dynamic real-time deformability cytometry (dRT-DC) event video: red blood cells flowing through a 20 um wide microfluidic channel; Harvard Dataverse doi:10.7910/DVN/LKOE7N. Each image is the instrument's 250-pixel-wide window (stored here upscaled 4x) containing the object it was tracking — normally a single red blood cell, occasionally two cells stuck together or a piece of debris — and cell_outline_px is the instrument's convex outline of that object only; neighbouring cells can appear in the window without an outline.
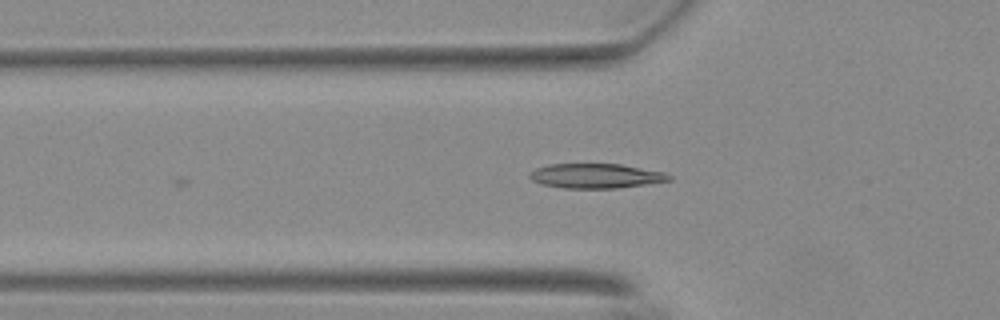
{"species": "Egyptian fruit bat (a non-hibernating species)", "species_latin": "Rousettus aegyptiacus", "temperature_condition": "warm", "stored_images_in_passage": 5, "camera_frame_rate_fps": 3000, "um_per_image_px": 0.085, "animal": {"sex": "female"}, "frame": {"image": 1, "passage_image": 5, "time_ms": 1.333, "image_size_px": [1000, 320], "cell_outline_px": [[672, 180], [616, 188], [564, 188], [544, 184], [532, 180], [528, 176], [536, 168], [552, 164], [620, 164], [664, 172], [672, 176]], "centroid_in_image_um": [50.67, 14.95], "position_along_channel_um": 75.1, "area_um2": 19.71}}